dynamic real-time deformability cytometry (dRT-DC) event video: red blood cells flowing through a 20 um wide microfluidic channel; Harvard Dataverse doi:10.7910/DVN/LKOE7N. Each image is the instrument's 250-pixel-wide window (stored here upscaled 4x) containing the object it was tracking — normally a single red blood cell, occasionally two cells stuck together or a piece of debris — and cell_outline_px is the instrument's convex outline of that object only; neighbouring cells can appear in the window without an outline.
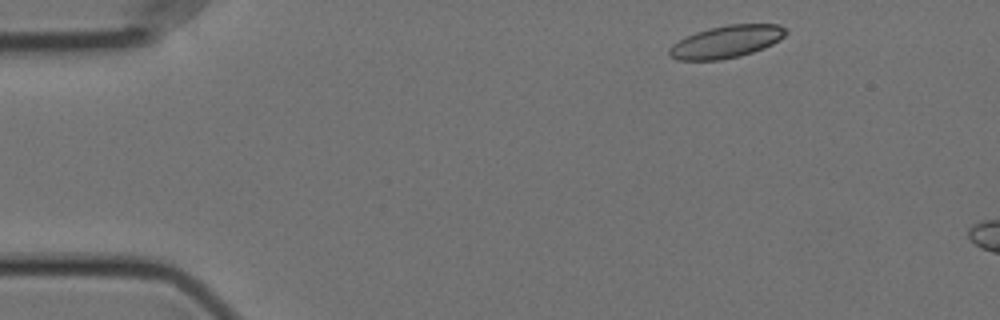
{"species": "Egyptian fruit bat (a non-hibernating species)", "species_latin": "Rousettus aegyptiacus", "temperature_condition": "cold", "stored_images_in_passage": 7, "camera_frame_rate_fps": 3000, "um_per_image_px": 0.085, "animal": {"sex": "female"}, "frame": {"image": 1, "passage_image": 1, "time_ms": 0.0, "image_size_px": [1000, 320], "cell_outline_px": [[788, 32], [784, 36], [772, 44], [764, 48], [740, 56], [720, 60], [676, 60], [668, 56], [668, 48], [672, 44], [696, 32], [728, 24], [780, 24]], "centroid_in_image_um": [61.72, 3.55], "position_along_channel_um": 23.3, "area_um2": 21.91}}